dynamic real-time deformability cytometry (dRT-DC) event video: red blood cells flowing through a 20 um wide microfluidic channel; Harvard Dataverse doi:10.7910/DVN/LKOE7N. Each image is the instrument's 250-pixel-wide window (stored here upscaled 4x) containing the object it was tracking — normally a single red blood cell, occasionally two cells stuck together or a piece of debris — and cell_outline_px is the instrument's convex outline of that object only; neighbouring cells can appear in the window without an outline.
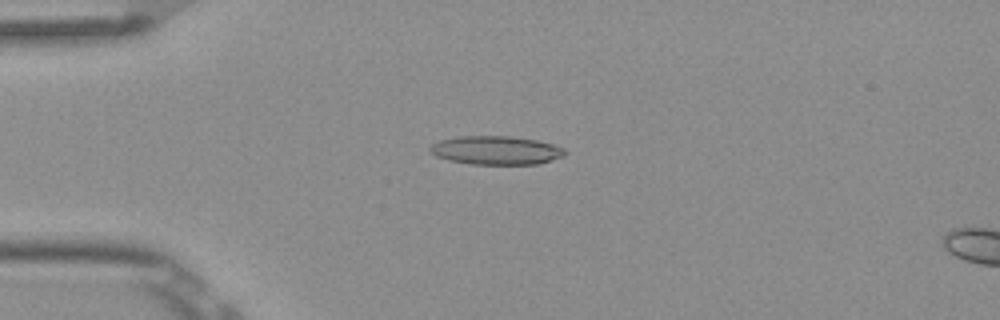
{"species": "Egyptian fruit bat (a non-hibernating species)", "species_latin": "Rousettus aegyptiacus", "temperature_condition": "room temperature", "stored_images_in_passage": 6, "camera_frame_rate_fps": 3000, "um_per_image_px": 0.085, "frame": {"image": 1, "passage_image": 4, "time_ms": 1.0, "image_size_px": [1000, 320], "cell_outline_px": [[568, 152], [564, 156], [536, 164], [472, 164], [448, 160], [436, 156], [428, 152], [428, 148], [432, 144], [440, 140], [460, 136], [512, 136], [536, 140], [552, 144], [564, 148]], "centroid_in_image_um": [42.14, 12.77], "position_along_channel_um": 42.9, "area_um2": 22.54}}
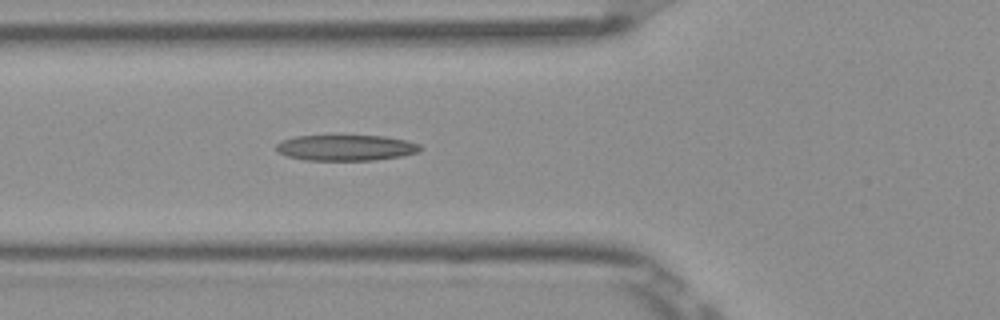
{"frame": {"image": 2, "passage_image": 6, "time_ms": 1.667, "image_size_px": [1000, 320], "cell_outline_px": [[424, 148], [420, 152], [400, 156], [372, 160], [304, 160], [284, 156], [276, 152], [276, 144], [280, 140], [296, 136], [340, 132], [384, 136], [404, 140], [420, 144]], "centroid_in_image_um": [29.34, 12.5], "position_along_channel_um": 96.5, "area_um2": 23.06}}